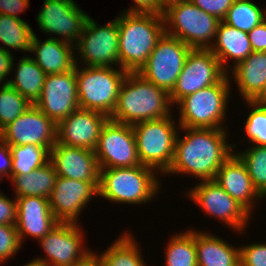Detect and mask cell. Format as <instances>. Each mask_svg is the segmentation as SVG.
<instances>
[{"mask_svg":"<svg viewBox=\"0 0 266 266\" xmlns=\"http://www.w3.org/2000/svg\"><path fill=\"white\" fill-rule=\"evenodd\" d=\"M168 177L187 175L199 181L214 180L221 165L234 153L236 142L228 143L229 129L180 127ZM180 133V134H179Z\"/></svg>","mask_w":266,"mask_h":266,"instance_id":"obj_1","label":"cell"},{"mask_svg":"<svg viewBox=\"0 0 266 266\" xmlns=\"http://www.w3.org/2000/svg\"><path fill=\"white\" fill-rule=\"evenodd\" d=\"M169 94L138 72H128L118 94L116 107L109 119L134 125L170 116L174 111Z\"/></svg>","mask_w":266,"mask_h":266,"instance_id":"obj_2","label":"cell"},{"mask_svg":"<svg viewBox=\"0 0 266 266\" xmlns=\"http://www.w3.org/2000/svg\"><path fill=\"white\" fill-rule=\"evenodd\" d=\"M119 14V67L138 72L165 33L164 18L154 13Z\"/></svg>","mask_w":266,"mask_h":266,"instance_id":"obj_3","label":"cell"},{"mask_svg":"<svg viewBox=\"0 0 266 266\" xmlns=\"http://www.w3.org/2000/svg\"><path fill=\"white\" fill-rule=\"evenodd\" d=\"M100 169L98 197L110 203L146 205L162 191L159 173L149 166Z\"/></svg>","mask_w":266,"mask_h":266,"instance_id":"obj_4","label":"cell"},{"mask_svg":"<svg viewBox=\"0 0 266 266\" xmlns=\"http://www.w3.org/2000/svg\"><path fill=\"white\" fill-rule=\"evenodd\" d=\"M232 82L226 74L217 84L202 88L182 98L177 104L180 127L228 129V114Z\"/></svg>","mask_w":266,"mask_h":266,"instance_id":"obj_5","label":"cell"},{"mask_svg":"<svg viewBox=\"0 0 266 266\" xmlns=\"http://www.w3.org/2000/svg\"><path fill=\"white\" fill-rule=\"evenodd\" d=\"M75 70L79 107L110 117L128 72L120 67H87L78 64Z\"/></svg>","mask_w":266,"mask_h":266,"instance_id":"obj_6","label":"cell"},{"mask_svg":"<svg viewBox=\"0 0 266 266\" xmlns=\"http://www.w3.org/2000/svg\"><path fill=\"white\" fill-rule=\"evenodd\" d=\"M173 114L132 125L141 165L163 176L171 167L179 123ZM178 125V126H177Z\"/></svg>","mask_w":266,"mask_h":266,"instance_id":"obj_7","label":"cell"},{"mask_svg":"<svg viewBox=\"0 0 266 266\" xmlns=\"http://www.w3.org/2000/svg\"><path fill=\"white\" fill-rule=\"evenodd\" d=\"M165 33L192 49H210L220 20L201 10L190 0H183L163 12Z\"/></svg>","mask_w":266,"mask_h":266,"instance_id":"obj_8","label":"cell"},{"mask_svg":"<svg viewBox=\"0 0 266 266\" xmlns=\"http://www.w3.org/2000/svg\"><path fill=\"white\" fill-rule=\"evenodd\" d=\"M59 222L38 240L45 255L32 260L45 266H82L94 258V250L86 246L83 226ZM45 256V257H44Z\"/></svg>","mask_w":266,"mask_h":266,"instance_id":"obj_9","label":"cell"},{"mask_svg":"<svg viewBox=\"0 0 266 266\" xmlns=\"http://www.w3.org/2000/svg\"><path fill=\"white\" fill-rule=\"evenodd\" d=\"M118 44V16L105 25H99L89 15L75 45V54H78L75 55V64L82 62L87 67H119Z\"/></svg>","mask_w":266,"mask_h":266,"instance_id":"obj_10","label":"cell"},{"mask_svg":"<svg viewBox=\"0 0 266 266\" xmlns=\"http://www.w3.org/2000/svg\"><path fill=\"white\" fill-rule=\"evenodd\" d=\"M184 192L207 216L215 217L238 234H246L252 215L214 180L198 181Z\"/></svg>","mask_w":266,"mask_h":266,"instance_id":"obj_11","label":"cell"},{"mask_svg":"<svg viewBox=\"0 0 266 266\" xmlns=\"http://www.w3.org/2000/svg\"><path fill=\"white\" fill-rule=\"evenodd\" d=\"M191 49L176 37L164 33L138 73L170 94Z\"/></svg>","mask_w":266,"mask_h":266,"instance_id":"obj_12","label":"cell"},{"mask_svg":"<svg viewBox=\"0 0 266 266\" xmlns=\"http://www.w3.org/2000/svg\"><path fill=\"white\" fill-rule=\"evenodd\" d=\"M226 74L210 49H191L169 94L172 106L176 107L175 104L187 95L217 84Z\"/></svg>","mask_w":266,"mask_h":266,"instance_id":"obj_13","label":"cell"},{"mask_svg":"<svg viewBox=\"0 0 266 266\" xmlns=\"http://www.w3.org/2000/svg\"><path fill=\"white\" fill-rule=\"evenodd\" d=\"M94 153L100 168L141 165L132 125L108 119L102 127Z\"/></svg>","mask_w":266,"mask_h":266,"instance_id":"obj_14","label":"cell"},{"mask_svg":"<svg viewBox=\"0 0 266 266\" xmlns=\"http://www.w3.org/2000/svg\"><path fill=\"white\" fill-rule=\"evenodd\" d=\"M78 6L75 0H44L36 16L39 30L75 46L89 17Z\"/></svg>","mask_w":266,"mask_h":266,"instance_id":"obj_15","label":"cell"},{"mask_svg":"<svg viewBox=\"0 0 266 266\" xmlns=\"http://www.w3.org/2000/svg\"><path fill=\"white\" fill-rule=\"evenodd\" d=\"M9 146L37 145L51 149L57 142V124L34 104L0 131Z\"/></svg>","mask_w":266,"mask_h":266,"instance_id":"obj_16","label":"cell"},{"mask_svg":"<svg viewBox=\"0 0 266 266\" xmlns=\"http://www.w3.org/2000/svg\"><path fill=\"white\" fill-rule=\"evenodd\" d=\"M99 182H86L58 176L49 204L58 222L81 223L78 220L91 200L98 197Z\"/></svg>","mask_w":266,"mask_h":266,"instance_id":"obj_17","label":"cell"},{"mask_svg":"<svg viewBox=\"0 0 266 266\" xmlns=\"http://www.w3.org/2000/svg\"><path fill=\"white\" fill-rule=\"evenodd\" d=\"M34 105L56 124L79 109L75 67L65 73L46 75L41 97Z\"/></svg>","mask_w":266,"mask_h":266,"instance_id":"obj_18","label":"cell"},{"mask_svg":"<svg viewBox=\"0 0 266 266\" xmlns=\"http://www.w3.org/2000/svg\"><path fill=\"white\" fill-rule=\"evenodd\" d=\"M108 119L101 112L79 108L57 124V142L94 151Z\"/></svg>","mask_w":266,"mask_h":266,"instance_id":"obj_19","label":"cell"},{"mask_svg":"<svg viewBox=\"0 0 266 266\" xmlns=\"http://www.w3.org/2000/svg\"><path fill=\"white\" fill-rule=\"evenodd\" d=\"M49 161L58 176L86 182L100 181V166L94 151L58 142L50 149Z\"/></svg>","mask_w":266,"mask_h":266,"instance_id":"obj_20","label":"cell"},{"mask_svg":"<svg viewBox=\"0 0 266 266\" xmlns=\"http://www.w3.org/2000/svg\"><path fill=\"white\" fill-rule=\"evenodd\" d=\"M17 233L23 245L29 236L33 240H40L48 234L59 222L50 208L49 199L39 196L16 197Z\"/></svg>","mask_w":266,"mask_h":266,"instance_id":"obj_21","label":"cell"},{"mask_svg":"<svg viewBox=\"0 0 266 266\" xmlns=\"http://www.w3.org/2000/svg\"><path fill=\"white\" fill-rule=\"evenodd\" d=\"M214 181L251 215L258 209L259 201L264 200L255 189L245 164L235 153L221 165Z\"/></svg>","mask_w":266,"mask_h":266,"instance_id":"obj_22","label":"cell"},{"mask_svg":"<svg viewBox=\"0 0 266 266\" xmlns=\"http://www.w3.org/2000/svg\"><path fill=\"white\" fill-rule=\"evenodd\" d=\"M31 58L43 70L46 75L65 73L75 67V46L58 40L56 38H46L39 40L35 31L31 39Z\"/></svg>","mask_w":266,"mask_h":266,"instance_id":"obj_23","label":"cell"},{"mask_svg":"<svg viewBox=\"0 0 266 266\" xmlns=\"http://www.w3.org/2000/svg\"><path fill=\"white\" fill-rule=\"evenodd\" d=\"M227 74L235 82L243 102L254 101L266 83V52L253 51Z\"/></svg>","mask_w":266,"mask_h":266,"instance_id":"obj_24","label":"cell"},{"mask_svg":"<svg viewBox=\"0 0 266 266\" xmlns=\"http://www.w3.org/2000/svg\"><path fill=\"white\" fill-rule=\"evenodd\" d=\"M210 50L219 59L226 73L253 52L248 33L229 26L223 21H220L218 25ZM229 60L233 61V66L230 65Z\"/></svg>","mask_w":266,"mask_h":266,"instance_id":"obj_25","label":"cell"},{"mask_svg":"<svg viewBox=\"0 0 266 266\" xmlns=\"http://www.w3.org/2000/svg\"><path fill=\"white\" fill-rule=\"evenodd\" d=\"M204 231L195 230L197 266H240L239 246Z\"/></svg>","mask_w":266,"mask_h":266,"instance_id":"obj_26","label":"cell"},{"mask_svg":"<svg viewBox=\"0 0 266 266\" xmlns=\"http://www.w3.org/2000/svg\"><path fill=\"white\" fill-rule=\"evenodd\" d=\"M133 232L124 231L102 253L94 252L99 266H147ZM139 245V246H138Z\"/></svg>","mask_w":266,"mask_h":266,"instance_id":"obj_27","label":"cell"},{"mask_svg":"<svg viewBox=\"0 0 266 266\" xmlns=\"http://www.w3.org/2000/svg\"><path fill=\"white\" fill-rule=\"evenodd\" d=\"M20 58L21 59L18 60V64L16 65V59L13 60V71L11 72L15 71V74L13 79H9L8 84L17 90L23 97L27 98L32 104H35L41 97L46 74L30 55L26 54Z\"/></svg>","mask_w":266,"mask_h":266,"instance_id":"obj_28","label":"cell"},{"mask_svg":"<svg viewBox=\"0 0 266 266\" xmlns=\"http://www.w3.org/2000/svg\"><path fill=\"white\" fill-rule=\"evenodd\" d=\"M58 175L49 161L27 175H15L9 181L13 184L16 197L39 196L50 197Z\"/></svg>","mask_w":266,"mask_h":266,"instance_id":"obj_29","label":"cell"},{"mask_svg":"<svg viewBox=\"0 0 266 266\" xmlns=\"http://www.w3.org/2000/svg\"><path fill=\"white\" fill-rule=\"evenodd\" d=\"M33 28L21 18L0 14V47L8 52L14 51L29 52ZM10 49H9V48Z\"/></svg>","mask_w":266,"mask_h":266,"instance_id":"obj_30","label":"cell"},{"mask_svg":"<svg viewBox=\"0 0 266 266\" xmlns=\"http://www.w3.org/2000/svg\"><path fill=\"white\" fill-rule=\"evenodd\" d=\"M185 231V232H184ZM164 249L166 266H197L195 229L183 230L168 239Z\"/></svg>","mask_w":266,"mask_h":266,"instance_id":"obj_31","label":"cell"},{"mask_svg":"<svg viewBox=\"0 0 266 266\" xmlns=\"http://www.w3.org/2000/svg\"><path fill=\"white\" fill-rule=\"evenodd\" d=\"M12 155V171L10 179L15 175H27L44 166L50 159V149L37 145L10 146Z\"/></svg>","mask_w":266,"mask_h":266,"instance_id":"obj_32","label":"cell"},{"mask_svg":"<svg viewBox=\"0 0 266 266\" xmlns=\"http://www.w3.org/2000/svg\"><path fill=\"white\" fill-rule=\"evenodd\" d=\"M265 12L252 0H235L222 21L248 33L265 20Z\"/></svg>","mask_w":266,"mask_h":266,"instance_id":"obj_33","label":"cell"},{"mask_svg":"<svg viewBox=\"0 0 266 266\" xmlns=\"http://www.w3.org/2000/svg\"><path fill=\"white\" fill-rule=\"evenodd\" d=\"M234 153L245 164L248 174L258 193L266 198V146L252 145Z\"/></svg>","mask_w":266,"mask_h":266,"instance_id":"obj_34","label":"cell"},{"mask_svg":"<svg viewBox=\"0 0 266 266\" xmlns=\"http://www.w3.org/2000/svg\"><path fill=\"white\" fill-rule=\"evenodd\" d=\"M32 105L8 83L0 84V131Z\"/></svg>","mask_w":266,"mask_h":266,"instance_id":"obj_35","label":"cell"},{"mask_svg":"<svg viewBox=\"0 0 266 266\" xmlns=\"http://www.w3.org/2000/svg\"><path fill=\"white\" fill-rule=\"evenodd\" d=\"M244 103L249 108V114L246 115V122L244 121L243 126L247 144L266 146V104L256 101Z\"/></svg>","mask_w":266,"mask_h":266,"instance_id":"obj_36","label":"cell"},{"mask_svg":"<svg viewBox=\"0 0 266 266\" xmlns=\"http://www.w3.org/2000/svg\"><path fill=\"white\" fill-rule=\"evenodd\" d=\"M22 246L15 225H0V264L18 254Z\"/></svg>","mask_w":266,"mask_h":266,"instance_id":"obj_37","label":"cell"},{"mask_svg":"<svg viewBox=\"0 0 266 266\" xmlns=\"http://www.w3.org/2000/svg\"><path fill=\"white\" fill-rule=\"evenodd\" d=\"M240 247V266H266V242Z\"/></svg>","mask_w":266,"mask_h":266,"instance_id":"obj_38","label":"cell"},{"mask_svg":"<svg viewBox=\"0 0 266 266\" xmlns=\"http://www.w3.org/2000/svg\"><path fill=\"white\" fill-rule=\"evenodd\" d=\"M194 5L222 21L235 0H190Z\"/></svg>","mask_w":266,"mask_h":266,"instance_id":"obj_39","label":"cell"},{"mask_svg":"<svg viewBox=\"0 0 266 266\" xmlns=\"http://www.w3.org/2000/svg\"><path fill=\"white\" fill-rule=\"evenodd\" d=\"M17 212L16 198L12 200L0 191V225H15Z\"/></svg>","mask_w":266,"mask_h":266,"instance_id":"obj_40","label":"cell"},{"mask_svg":"<svg viewBox=\"0 0 266 266\" xmlns=\"http://www.w3.org/2000/svg\"><path fill=\"white\" fill-rule=\"evenodd\" d=\"M248 37L253 51L266 52V21L248 32Z\"/></svg>","mask_w":266,"mask_h":266,"instance_id":"obj_41","label":"cell"},{"mask_svg":"<svg viewBox=\"0 0 266 266\" xmlns=\"http://www.w3.org/2000/svg\"><path fill=\"white\" fill-rule=\"evenodd\" d=\"M29 0H0V14L21 18L20 15L29 8Z\"/></svg>","mask_w":266,"mask_h":266,"instance_id":"obj_42","label":"cell"},{"mask_svg":"<svg viewBox=\"0 0 266 266\" xmlns=\"http://www.w3.org/2000/svg\"><path fill=\"white\" fill-rule=\"evenodd\" d=\"M12 164L10 146L0 139V183L6 177L10 180Z\"/></svg>","mask_w":266,"mask_h":266,"instance_id":"obj_43","label":"cell"},{"mask_svg":"<svg viewBox=\"0 0 266 266\" xmlns=\"http://www.w3.org/2000/svg\"><path fill=\"white\" fill-rule=\"evenodd\" d=\"M15 57L11 52L5 51L0 47V84L8 83L7 76L12 75V63Z\"/></svg>","mask_w":266,"mask_h":266,"instance_id":"obj_44","label":"cell"},{"mask_svg":"<svg viewBox=\"0 0 266 266\" xmlns=\"http://www.w3.org/2000/svg\"><path fill=\"white\" fill-rule=\"evenodd\" d=\"M134 5L121 12L125 13H154L157 14V0H133Z\"/></svg>","mask_w":266,"mask_h":266,"instance_id":"obj_45","label":"cell"},{"mask_svg":"<svg viewBox=\"0 0 266 266\" xmlns=\"http://www.w3.org/2000/svg\"><path fill=\"white\" fill-rule=\"evenodd\" d=\"M183 0H157V14L163 15L170 6L176 5Z\"/></svg>","mask_w":266,"mask_h":266,"instance_id":"obj_46","label":"cell"},{"mask_svg":"<svg viewBox=\"0 0 266 266\" xmlns=\"http://www.w3.org/2000/svg\"><path fill=\"white\" fill-rule=\"evenodd\" d=\"M254 101L266 104V83L264 85L263 92Z\"/></svg>","mask_w":266,"mask_h":266,"instance_id":"obj_47","label":"cell"},{"mask_svg":"<svg viewBox=\"0 0 266 266\" xmlns=\"http://www.w3.org/2000/svg\"><path fill=\"white\" fill-rule=\"evenodd\" d=\"M82 266H99V264L95 258H92L89 262H87Z\"/></svg>","mask_w":266,"mask_h":266,"instance_id":"obj_48","label":"cell"},{"mask_svg":"<svg viewBox=\"0 0 266 266\" xmlns=\"http://www.w3.org/2000/svg\"><path fill=\"white\" fill-rule=\"evenodd\" d=\"M23 266H45V265H43V264H41V263H38V262H36V261H34V260H31V261H29L28 263H26V264L23 265Z\"/></svg>","mask_w":266,"mask_h":266,"instance_id":"obj_49","label":"cell"}]
</instances>
